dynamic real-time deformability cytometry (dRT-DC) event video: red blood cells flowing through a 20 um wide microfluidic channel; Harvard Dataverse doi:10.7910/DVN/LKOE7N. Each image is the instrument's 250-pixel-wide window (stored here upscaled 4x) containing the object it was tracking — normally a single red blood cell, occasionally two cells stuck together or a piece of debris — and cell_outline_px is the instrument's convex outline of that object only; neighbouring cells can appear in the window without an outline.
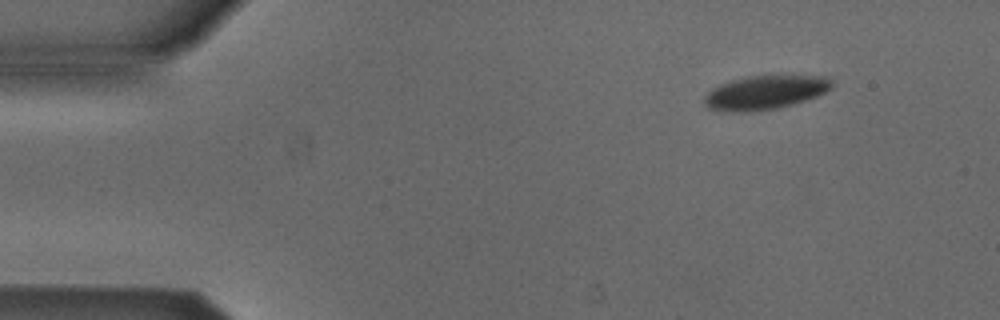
{"species": "Egyptian fruit bat (a non-hibernating species)", "species_latin": "Rousettus aegyptiacus", "temperature_condition": "cold", "stored_images_in_passage": 5, "camera_frame_rate_fps": 3000, "um_per_image_px": 0.085, "animal": {"sex": "male"}, "frame": {"image": 1, "passage_image": 1, "time_ms": 0.0, "image_size_px": [1000, 320], "cell_outline_px": [[832, 88], [816, 96], [792, 104], [776, 108], [748, 112], [736, 112], [708, 108], [704, 104], [704, 96], [712, 88], [720, 84], [732, 80], [748, 76], [824, 76], [832, 80]], "centroid_in_image_um": [65.01, 7.86], "position_along_channel_um": 20.0, "area_um2": 24.85}}
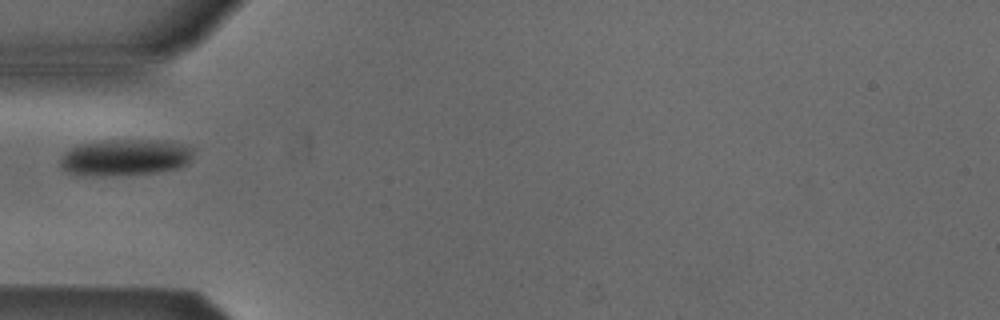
{"frame": {"image": 2, "passage_image": 4, "time_ms": 1.0, "image_size_px": [1000, 320], "cell_outline_px": [[196, 148], [192, 160], [188, 164], [176, 168], [156, 172], [100, 176], [84, 176], [68, 172], [60, 164], [60, 156], [64, 152], [76, 144], [104, 140], [172, 140], [188, 144]], "centroid_in_image_um": [10.69, 13.35], "position_along_channel_um": 74.3, "area_um2": 29.02}}
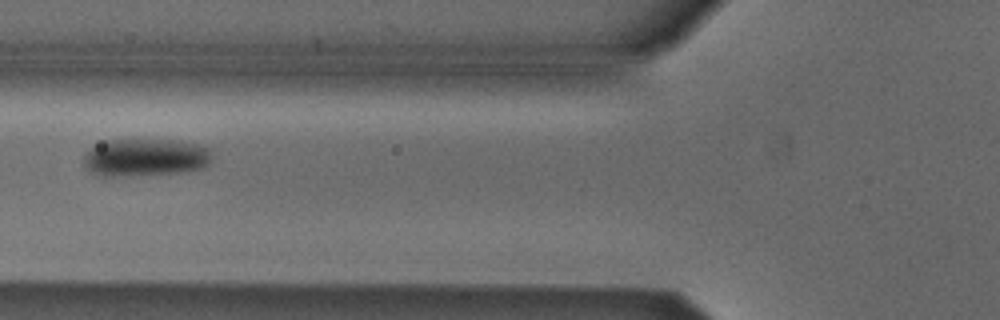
{"frame": {"image": 3, "passage_image": 5, "time_ms": 1.333, "image_size_px": [1000, 320], "cell_outline_px": [[212, 160], [204, 168], [180, 172], [108, 176], [100, 176], [92, 172], [84, 164], [84, 156], [92, 148], [104, 140], [176, 140], [200, 144], [212, 148]], "centroid_in_image_um": [12.43, 13.36], "position_along_channel_um": 113.4, "area_um2": 28.03}}